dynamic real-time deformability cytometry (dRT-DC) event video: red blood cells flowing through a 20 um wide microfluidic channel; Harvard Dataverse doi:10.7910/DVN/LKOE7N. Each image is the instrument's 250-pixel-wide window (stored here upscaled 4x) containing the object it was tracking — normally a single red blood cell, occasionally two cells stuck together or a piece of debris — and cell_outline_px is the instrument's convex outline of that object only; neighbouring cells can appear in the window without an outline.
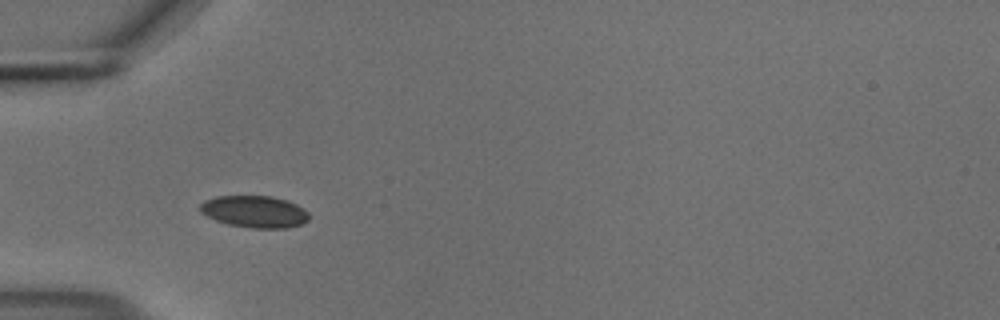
{"species": "common noctule bat (a hibernating species)", "species_latin": "Nyctalus noctula", "temperature_condition": "cold", "stored_images_in_passage": 21, "camera_frame_rate_fps": 3000, "um_per_image_px": 0.085, "animal": {"sex": "male", "body_mass_g": 18.8}, "frame": {"image": 1, "passage_image": 4, "time_ms": 1.0, "image_size_px": [1000, 320], "cell_outline_px": [[308, 220], [300, 224], [288, 228], [248, 228], [228, 224], [216, 220], [200, 212], [200, 204], [204, 200], [216, 196], [272, 196], [288, 200], [304, 208], [308, 212]], "centroid_in_image_um": [21.64, 17.98], "position_along_channel_um": 63.4, "area_um2": 20.35}}